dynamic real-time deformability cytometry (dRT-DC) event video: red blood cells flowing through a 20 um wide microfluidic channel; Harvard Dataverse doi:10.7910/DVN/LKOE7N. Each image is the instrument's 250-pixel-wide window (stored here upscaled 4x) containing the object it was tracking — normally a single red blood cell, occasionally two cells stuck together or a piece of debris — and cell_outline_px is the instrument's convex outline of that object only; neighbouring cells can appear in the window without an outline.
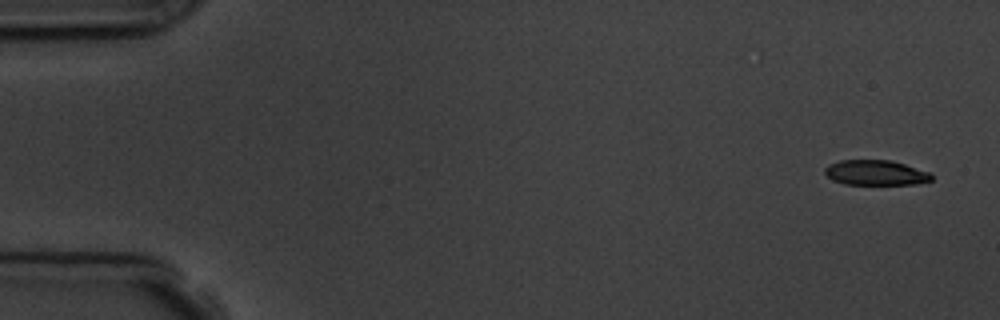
{"species": "common noctule bat (a hibernating species)", "species_latin": "Nyctalus noctula", "temperature_condition": "room temperature", "stored_images_in_passage": 6, "camera_frame_rate_fps": 3000, "um_per_image_px": 0.085, "animal": {"sex": "male", "body_mass_g": 19.5, "forearm_length_mm": 54.6}, "frame": {"image": 1, "passage_image": 1, "time_ms": 0.0, "image_size_px": [1000, 320], "cell_outline_px": [[932, 180], [916, 184], [844, 184], [832, 180], [824, 172], [824, 168], [828, 164], [840, 160], [888, 160], [904, 164], [932, 172]], "centroid_in_image_um": [74.43, 14.68], "position_along_channel_um": 10.6, "area_um2": 15.66}}
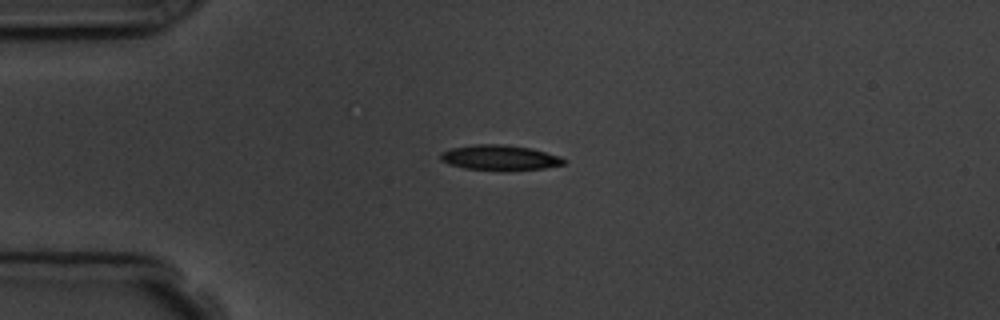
{"frame": {"image": 2, "passage_image": 4, "time_ms": 3.667, "image_size_px": [1000, 320], "cell_outline_px": [[568, 160], [564, 164], [544, 168], [508, 172], [504, 172], [464, 168], [448, 164], [440, 160], [440, 152], [452, 148], [476, 144], [504, 144], [532, 148], [560, 156]], "centroid_in_image_um": [42.5, 13.42], "position_along_channel_um": 42.5, "area_um2": 18.67}}